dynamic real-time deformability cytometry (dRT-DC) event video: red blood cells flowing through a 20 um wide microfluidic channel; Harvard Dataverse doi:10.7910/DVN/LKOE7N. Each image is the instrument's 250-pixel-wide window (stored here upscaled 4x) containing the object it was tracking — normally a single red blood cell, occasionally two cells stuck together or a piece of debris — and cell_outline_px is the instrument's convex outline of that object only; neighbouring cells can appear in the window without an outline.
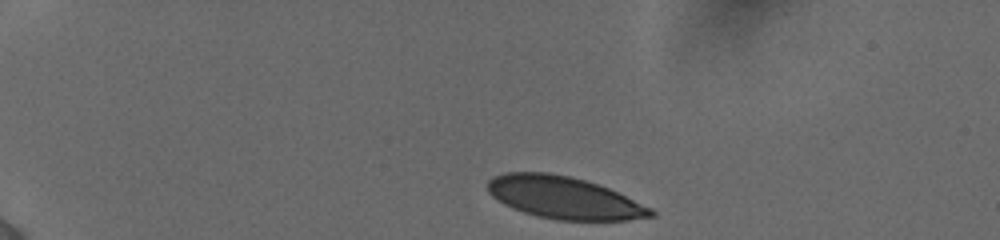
{"species": "human", "species_latin": "Homo sapiens", "temperature_condition": "cold", "stored_images_in_passage": 22, "camera_frame_rate_fps": 3000, "um_per_image_px": 0.085, "donor": {"sex": "female"}, "frame": {"image": 1, "passage_image": 1, "time_ms": 0.0, "image_size_px": [1000, 240], "cell_outline_px": [[656, 216], [628, 220], [556, 220], [536, 216], [512, 208], [504, 204], [492, 196], [488, 192], [488, 180], [492, 176], [504, 172], [548, 172], [568, 176], [584, 180], [608, 188], [652, 208], [656, 212]], "centroid_in_image_um": [47.92, 16.8], "position_along_channel_um": 37.1, "area_um2": 40.11}}
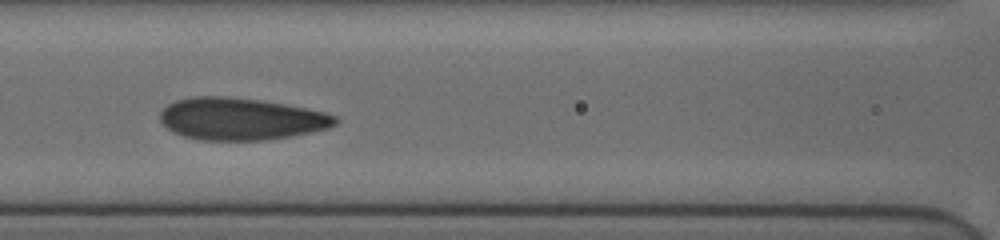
{"frame": {"image": 2, "passage_image": 13, "time_ms": 5.0, "image_size_px": [1000, 240], "cell_outline_px": [[340, 120], [336, 124], [328, 128], [292, 136], [268, 140], [200, 140], [184, 136], [172, 132], [160, 124], [160, 112], [168, 104], [176, 100], [192, 96], [228, 96], [260, 100], [284, 104], [328, 112], [336, 116]], "centroid_in_image_um": [20.47, 10.11], "position_along_channel_um": 146.1, "area_um2": 43.41}}
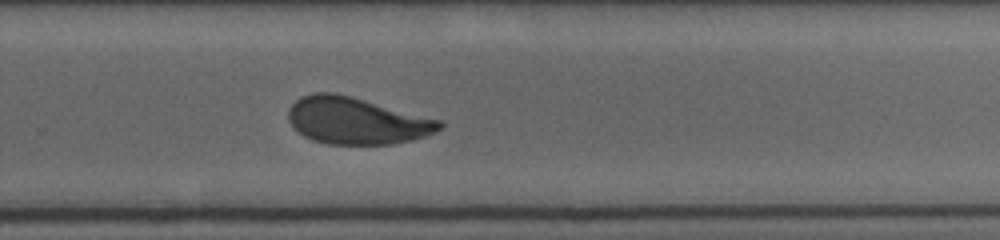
{"frame": {"image": 3, "passage_image": 22, "time_ms": 9.0, "image_size_px": [1000, 240], "cell_outline_px": [[444, 124], [436, 132], [412, 140], [392, 144], [328, 144], [312, 140], [304, 136], [288, 120], [288, 112], [292, 104], [300, 96], [316, 92], [332, 92], [352, 96], [440, 120]], "centroid_in_image_um": [30.29, 10.26], "position_along_channel_um": 299.5, "area_um2": 41.1}}